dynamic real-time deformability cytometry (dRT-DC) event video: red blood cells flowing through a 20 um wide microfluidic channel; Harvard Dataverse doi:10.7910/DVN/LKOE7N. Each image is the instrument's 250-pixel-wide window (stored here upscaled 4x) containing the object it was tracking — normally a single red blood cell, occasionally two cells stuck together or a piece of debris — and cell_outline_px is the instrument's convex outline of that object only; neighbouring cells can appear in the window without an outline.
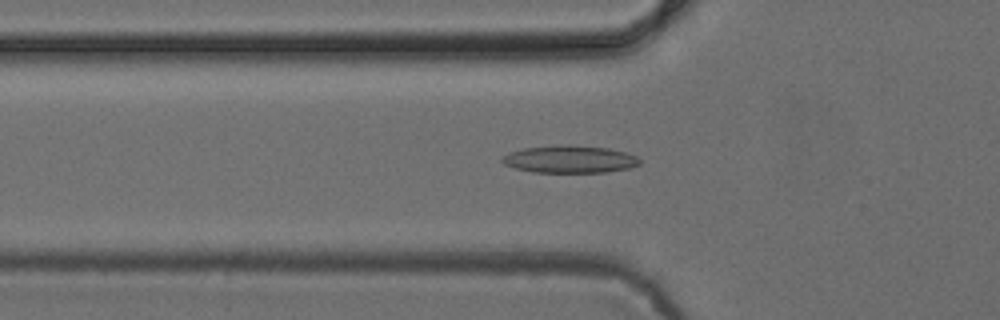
{"species": "common noctule bat (a hibernating species)", "species_latin": "Nyctalus noctula", "temperature_condition": "cold", "stored_images_in_passage": 52, "camera_frame_rate_fps": 3000, "um_per_image_px": 0.085, "animal": {"sex": "female", "body_mass_g": 24.6, "forearm_length_mm": 56.2}, "frame": {"image": 1, "passage_image": 18, "time_ms": 5.667, "image_size_px": [1000, 320], "cell_outline_px": [[640, 164], [628, 168], [608, 172], [532, 172], [516, 168], [504, 164], [500, 160], [508, 152], [524, 148], [568, 144], [608, 148], [624, 152], [636, 156], [640, 160]], "centroid_in_image_um": [48.42, 13.53], "position_along_channel_um": 77.4, "area_um2": 21.91}}
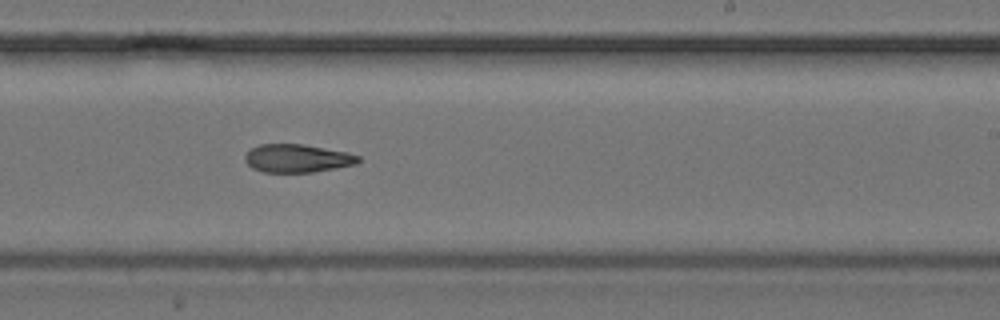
{"frame": {"image": 2, "passage_image": 32, "time_ms": 10.333, "image_size_px": [1000, 320], "cell_outline_px": [[360, 160], [356, 164], [336, 168], [312, 172], [264, 172], [252, 168], [244, 160], [244, 156], [252, 148], [260, 144], [304, 144], [348, 152], [360, 156]], "centroid_in_image_um": [25.28, 13.45], "position_along_channel_um": 263.7, "area_um2": 18.61}}
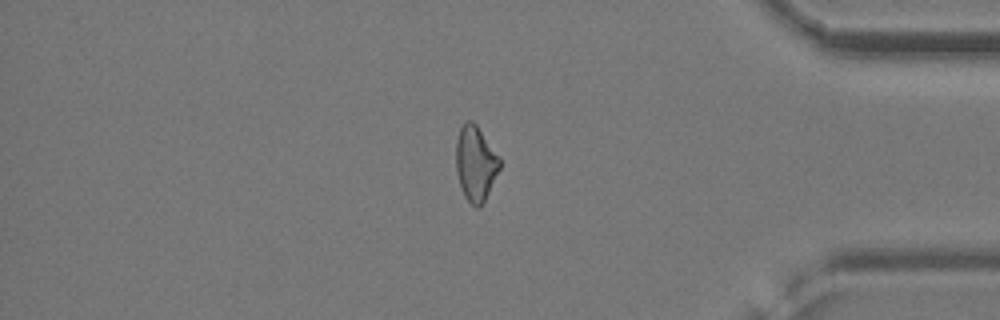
{"frame": {"image": 3, "passage_image": 44, "time_ms": 14.333, "image_size_px": [1000, 320], "cell_outline_px": [[500, 168], [480, 208], [476, 208], [464, 196], [456, 172], [456, 140], [460, 128], [468, 120], [472, 120], [476, 124], [500, 156]], "centroid_in_image_um": [40.42, 13.87], "position_along_channel_um": 394.8, "area_um2": 19.02}}